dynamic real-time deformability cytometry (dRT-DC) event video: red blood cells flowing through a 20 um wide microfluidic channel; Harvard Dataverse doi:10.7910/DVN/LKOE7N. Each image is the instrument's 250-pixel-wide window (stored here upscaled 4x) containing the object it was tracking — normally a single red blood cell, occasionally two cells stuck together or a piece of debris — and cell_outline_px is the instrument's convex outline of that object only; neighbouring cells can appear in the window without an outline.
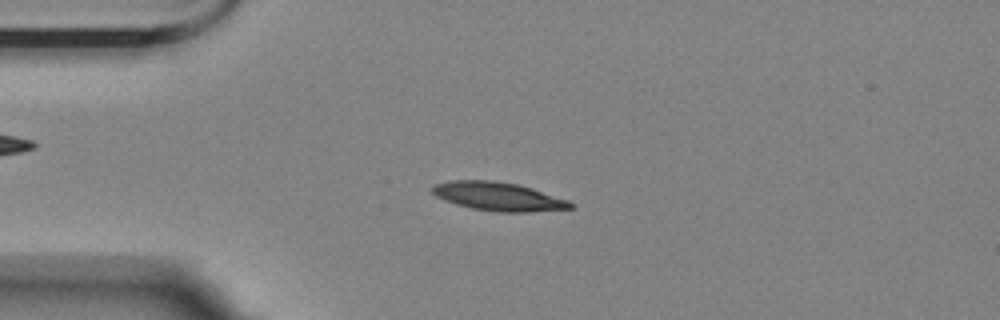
{"species": "Egyptian fruit bat (a non-hibernating species)", "species_latin": "Rousettus aegyptiacus", "temperature_condition": "room temperature", "stored_images_in_passage": 47, "camera_frame_rate_fps": 3000, "um_per_image_px": 0.085, "animal": {"sex": "female"}, "frame": {"image": 1, "passage_image": 4, "time_ms": 1.0, "image_size_px": [1000, 320], "cell_outline_px": [[576, 208], [532, 212], [496, 212], [472, 208], [456, 204], [444, 200], [436, 196], [432, 192], [432, 188], [436, 184], [448, 180], [492, 180], [516, 184], [532, 188], [568, 200]], "centroid_in_image_um": [42.37, 16.7], "position_along_channel_um": 42.6, "area_um2": 23.0}}
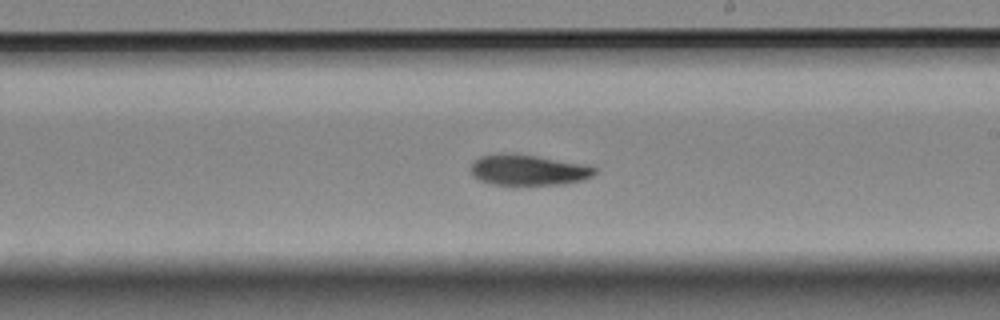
{"frame": {"image": 2, "passage_image": 23, "time_ms": 7.333, "image_size_px": [1000, 320], "cell_outline_px": [[596, 172], [592, 176], [584, 180], [564, 184], [492, 184], [480, 180], [472, 176], [472, 164], [480, 156], [500, 152], [532, 156], [592, 164], [596, 168]], "centroid_in_image_um": [44.96, 14.44], "position_along_channel_um": 244.0, "area_um2": 22.14}}
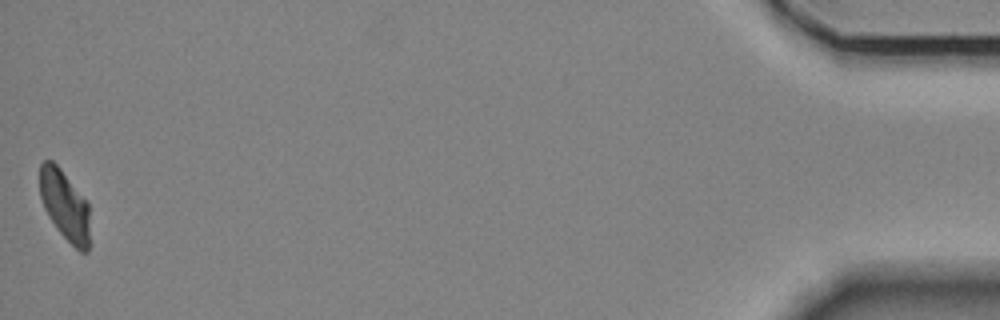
{"frame": {"image": 3, "passage_image": 47, "time_ms": 15.333, "image_size_px": [1000, 320], "cell_outline_px": [[88, 252], [80, 252], [56, 228], [48, 216], [44, 208], [40, 196], [40, 164], [44, 160], [52, 160], [60, 168], [88, 204]], "centroid_in_image_um": [5.47, 17.44], "position_along_channel_um": 429.7, "area_um2": 19.94}, "authors_computed_cell_mechanics": {"area_um2": 22.1952, "velocity_mm_per_s": 3.4997, "shape_relaxation_time_tau1_ms": 4.7277, "shape_relaxation_time_tau2_ms": 5.1226, "deformation_change_tau1": 0.1596, "deformation_change_tau2": 0.1044}}